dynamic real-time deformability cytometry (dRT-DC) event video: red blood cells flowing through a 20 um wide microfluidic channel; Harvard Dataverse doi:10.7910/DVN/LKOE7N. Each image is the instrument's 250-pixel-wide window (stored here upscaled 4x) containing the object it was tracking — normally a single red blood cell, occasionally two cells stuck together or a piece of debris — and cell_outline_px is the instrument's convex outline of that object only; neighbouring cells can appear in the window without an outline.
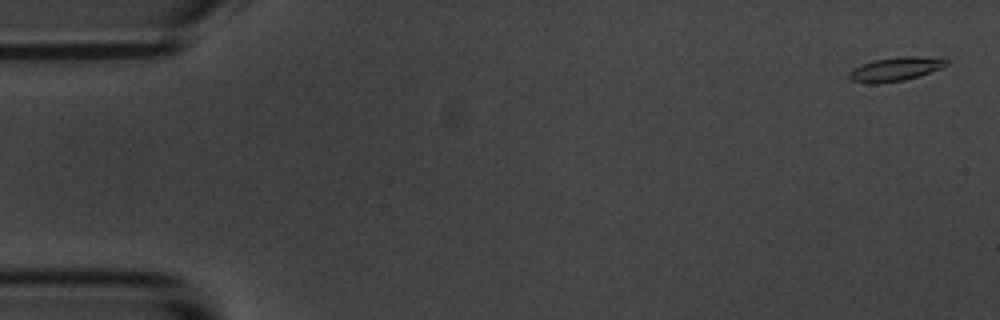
{"species": "common noctule bat (a hibernating species)", "species_latin": "Nyctalus noctula", "temperature_condition": "room temperature", "stored_images_in_passage": 8, "camera_frame_rate_fps": 3000, "um_per_image_px": 0.085, "animal": {"sex": "male", "body_mass_g": 20.1, "forearm_length_mm": 53.5}, "frame": {"image": 1, "passage_image": 2, "time_ms": 0.333, "image_size_px": [1000, 320], "cell_outline_px": [[948, 64], [940, 68], [904, 80], [880, 84], [868, 84], [852, 80], [848, 76], [848, 72], [852, 68], [860, 64], [872, 60], [900, 56], [940, 56], [948, 60]], "centroid_in_image_um": [76.09, 5.85], "position_along_channel_um": 8.9, "area_um2": 13.81}}